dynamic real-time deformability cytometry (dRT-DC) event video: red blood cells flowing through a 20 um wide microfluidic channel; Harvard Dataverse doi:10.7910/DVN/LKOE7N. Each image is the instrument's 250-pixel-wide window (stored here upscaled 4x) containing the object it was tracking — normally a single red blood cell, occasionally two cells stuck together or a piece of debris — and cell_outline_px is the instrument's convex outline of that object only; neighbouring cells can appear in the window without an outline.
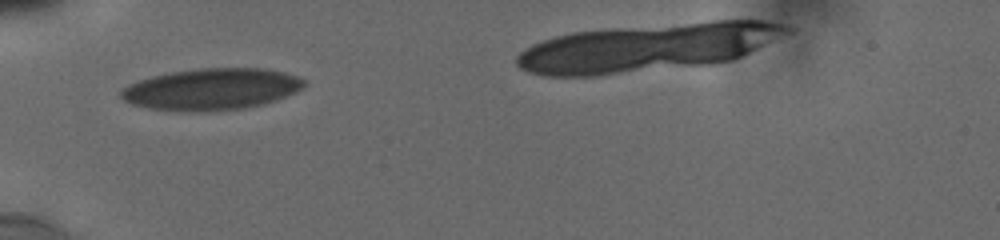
{"species": "human", "species_latin": "Homo sapiens", "temperature_condition": "cold", "stored_images_in_passage": 7, "camera_frame_rate_fps": 3000, "um_per_image_px": 0.085, "donor": {"sex": "male"}, "frame": {"image": 1, "passage_image": 1, "time_ms": 0.0, "image_size_px": [1000, 240], "cell_outline_px": [[304, 84], [296, 92], [276, 100], [244, 108], [204, 112], [196, 112], [148, 108], [132, 104], [124, 100], [120, 96], [120, 92], [128, 84], [152, 76], [172, 72], [200, 68], [260, 68], [284, 72], [296, 76], [304, 80]], "centroid_in_image_um": [17.96, 7.58], "position_along_channel_um": 67.0, "area_um2": 44.04}}
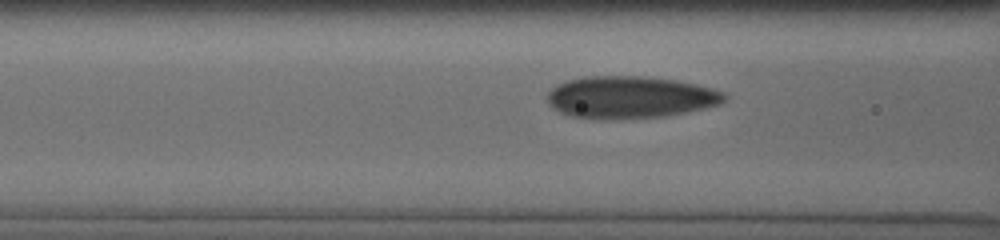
{"frame": {"image": 2, "passage_image": 5, "time_ms": 1.333, "image_size_px": [1000, 240], "cell_outline_px": [[728, 96], [720, 104], [684, 112], [664, 116], [608, 120], [600, 120], [572, 116], [560, 112], [552, 108], [548, 104], [548, 92], [556, 84], [564, 80], [584, 76], [640, 76], [676, 80], [696, 84], [712, 88], [724, 92]], "centroid_in_image_um": [53.51, 8.26], "position_along_channel_um": 113.1, "area_um2": 43.75}}